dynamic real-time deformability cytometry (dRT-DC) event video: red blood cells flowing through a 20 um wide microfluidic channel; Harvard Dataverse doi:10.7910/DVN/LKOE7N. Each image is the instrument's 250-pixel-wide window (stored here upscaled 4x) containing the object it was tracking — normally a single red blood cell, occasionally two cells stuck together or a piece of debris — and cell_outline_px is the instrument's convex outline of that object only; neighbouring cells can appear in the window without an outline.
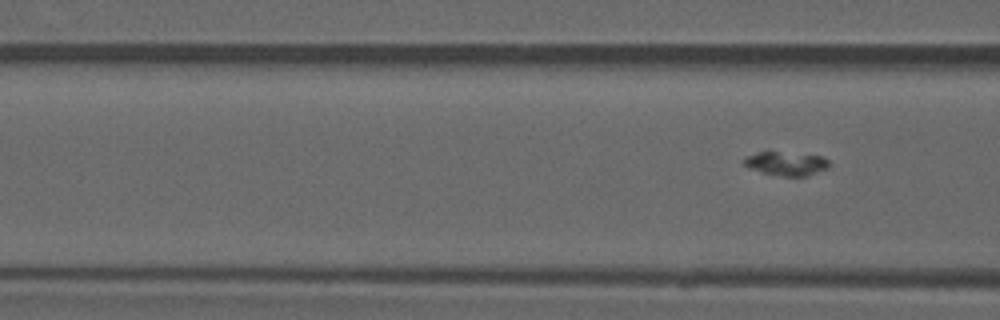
{"species": "common noctule bat (a hibernating species)", "species_latin": "Nyctalus noctula", "temperature_condition": "warm", "stored_images_in_passage": 4, "camera_frame_rate_fps": 3000, "um_per_image_px": 0.085, "animal": {"sex": "male", "forearm_length_mm": 52.5}, "frame": {"image": 1, "passage_image": 4, "time_ms": 3.667, "image_size_px": [1000, 320], "cell_outline_px": [[828, 168], [804, 176], [784, 176], [764, 172], [752, 168], [744, 164], [744, 160], [748, 156], [760, 152], [776, 152], [824, 156], [828, 160]], "centroid_in_image_um": [66.87, 13.9], "position_along_channel_um": 99.7, "area_um2": 11.27}}